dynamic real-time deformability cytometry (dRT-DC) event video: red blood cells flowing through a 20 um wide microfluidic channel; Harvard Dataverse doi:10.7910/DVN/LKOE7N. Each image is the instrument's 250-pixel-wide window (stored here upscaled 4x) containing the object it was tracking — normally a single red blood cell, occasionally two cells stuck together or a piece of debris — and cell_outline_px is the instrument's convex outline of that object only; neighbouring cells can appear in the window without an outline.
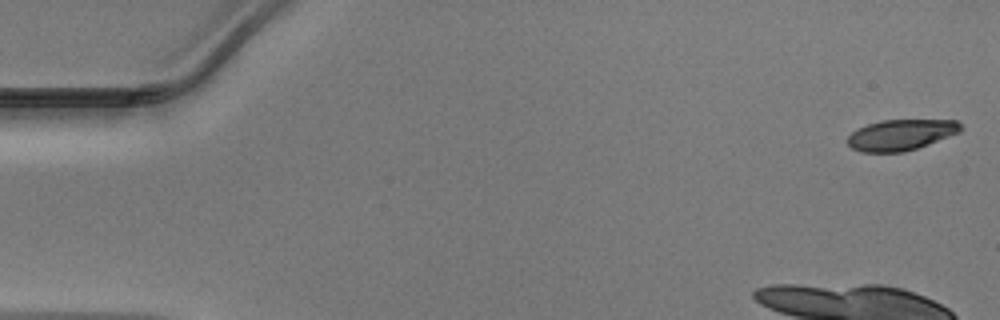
{"species": "Egyptian fruit bat (a non-hibernating species)", "species_latin": "Rousettus aegyptiacus", "temperature_condition": "warm", "stored_images_in_passage": 12, "camera_frame_rate_fps": 3000, "um_per_image_px": 0.085, "animal": {"sex": "male"}, "frame": {"image": 1, "passage_image": 1, "time_ms": 0.0, "image_size_px": [1000, 320], "cell_outline_px": [[964, 128], [960, 132], [928, 144], [904, 152], [860, 152], [852, 148], [848, 144], [848, 136], [856, 128], [868, 124], [884, 120], [956, 120]], "centroid_in_image_um": [76.57, 11.46], "position_along_channel_um": 8.4, "area_um2": 20.29}}